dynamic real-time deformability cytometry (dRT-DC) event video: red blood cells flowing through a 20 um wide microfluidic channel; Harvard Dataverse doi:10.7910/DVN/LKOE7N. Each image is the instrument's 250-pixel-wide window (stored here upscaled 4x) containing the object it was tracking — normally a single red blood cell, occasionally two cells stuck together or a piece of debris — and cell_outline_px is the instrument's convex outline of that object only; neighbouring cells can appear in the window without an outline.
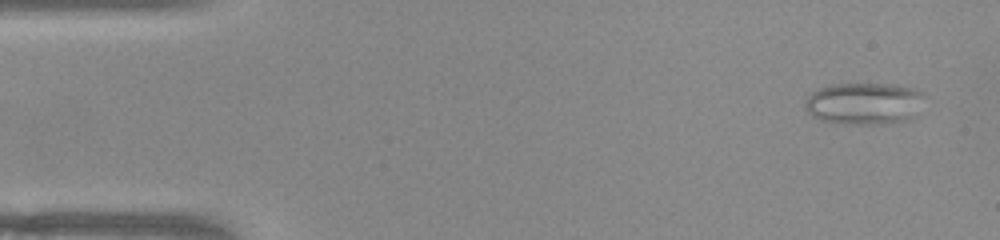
{"species": "common noctule bat (a hibernating species)", "species_latin": "Nyctalus noctula", "temperature_condition": "warm", "stored_images_in_passage": 8, "camera_frame_rate_fps": 3000, "um_per_image_px": 0.085, "animal": {"sex": "female", "body_mass_g": 22.0, "forearm_length_mm": 56.7}, "frame": {"image": 1, "passage_image": 1, "time_ms": 0.0, "image_size_px": [1000, 240], "cell_outline_px": [[924, 96], [916, 116], [912, 120], [888, 124], [848, 124], [820, 120], [812, 116], [804, 108], [804, 100], [812, 92], [828, 84], [896, 84], [912, 88], [924, 92]], "centroid_in_image_um": [73.47, 8.81], "position_along_channel_um": 11.5, "area_um2": 29.77}}